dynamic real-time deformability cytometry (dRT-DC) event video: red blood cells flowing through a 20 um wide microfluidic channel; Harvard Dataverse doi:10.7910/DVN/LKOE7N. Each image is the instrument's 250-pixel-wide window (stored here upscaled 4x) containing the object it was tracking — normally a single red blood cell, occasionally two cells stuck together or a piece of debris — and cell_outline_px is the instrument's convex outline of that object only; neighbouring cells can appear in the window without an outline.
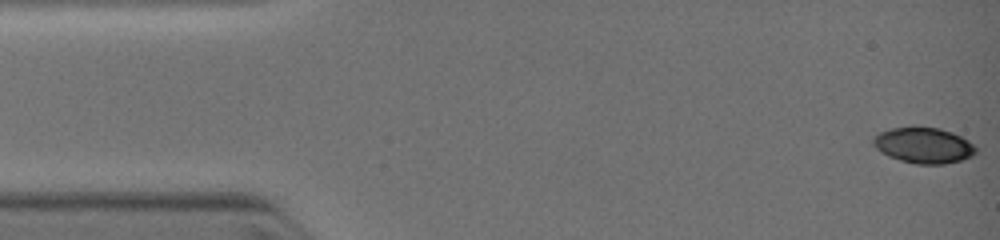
{"species": "common noctule bat (a hibernating species)", "species_latin": "Nyctalus noctula", "temperature_condition": "warm", "stored_images_in_passage": 7, "camera_frame_rate_fps": 3000, "um_per_image_px": 0.085, "animal": {"sex": "female", "body_mass_g": 19.0, "forearm_length_mm": 51.5}, "frame": {"image": 1, "passage_image": 1, "time_ms": 0.0, "image_size_px": [1000, 240], "cell_outline_px": [[976, 152], [972, 156], [960, 160], [944, 164], [916, 164], [900, 160], [888, 156], [876, 148], [872, 144], [872, 136], [880, 132], [892, 128], [912, 124], [940, 128], [952, 132], [968, 140], [976, 148]], "centroid_in_image_um": [78.47, 12.31], "position_along_channel_um": 6.5, "area_um2": 21.85}}
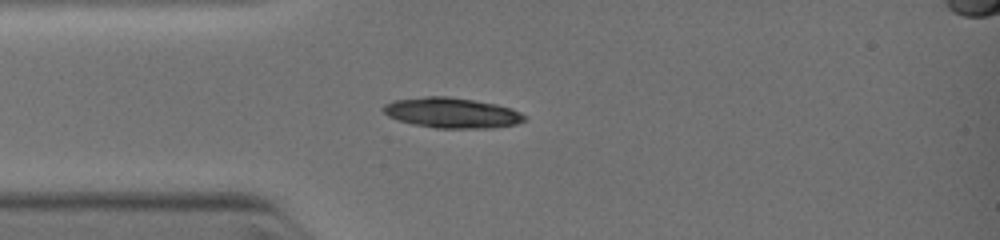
{"frame": {"image": 2, "passage_image": 7, "time_ms": 3.0, "image_size_px": [1000, 240], "cell_outline_px": [[528, 120], [516, 124], [488, 128], [436, 128], [416, 124], [400, 120], [388, 116], [380, 108], [384, 104], [392, 100], [428, 96], [448, 96], [496, 104], [512, 108], [528, 116]], "centroid_in_image_um": [38.43, 9.58], "position_along_channel_um": 46.6, "area_um2": 24.97}}